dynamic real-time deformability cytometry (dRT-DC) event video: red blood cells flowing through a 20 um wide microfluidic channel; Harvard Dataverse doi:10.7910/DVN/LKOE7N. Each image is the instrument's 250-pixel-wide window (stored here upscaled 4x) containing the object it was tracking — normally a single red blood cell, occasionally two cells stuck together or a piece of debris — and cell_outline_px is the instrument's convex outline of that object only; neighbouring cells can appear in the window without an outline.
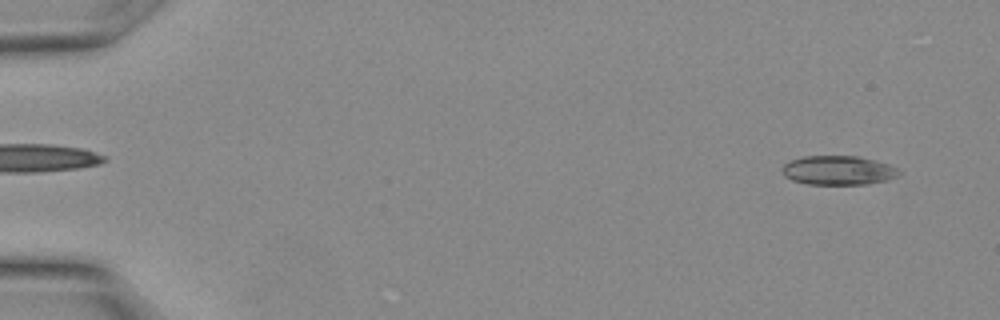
{"species": "Egyptian fruit bat (a non-hibernating species)", "species_latin": "Rousettus aegyptiacus", "temperature_condition": "warm", "stored_images_in_passage": 7, "camera_frame_rate_fps": 3000, "um_per_image_px": 0.085, "animal": {"sex": "female"}, "frame": {"image": 1, "passage_image": 2, "time_ms": 0.333, "image_size_px": [1000, 320], "cell_outline_px": [[900, 176], [888, 180], [868, 184], [808, 184], [792, 180], [784, 176], [780, 168], [788, 160], [804, 156], [856, 156], [876, 160], [888, 164], [896, 168], [900, 172]], "centroid_in_image_um": [71.23, 14.48], "position_along_channel_um": 13.8, "area_um2": 20.06}}